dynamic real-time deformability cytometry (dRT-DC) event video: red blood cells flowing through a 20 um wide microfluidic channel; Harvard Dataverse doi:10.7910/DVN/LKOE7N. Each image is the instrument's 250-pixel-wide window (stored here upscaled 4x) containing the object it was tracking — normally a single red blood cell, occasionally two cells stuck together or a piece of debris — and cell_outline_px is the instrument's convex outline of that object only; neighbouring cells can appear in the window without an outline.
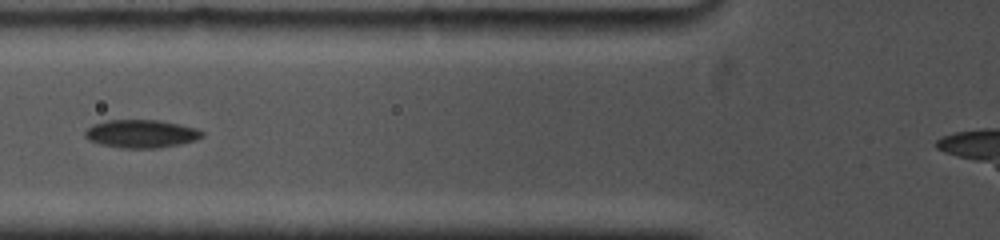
{"species": "common noctule bat (a hibernating species)", "species_latin": "Nyctalus noctula", "temperature_condition": "cold", "stored_images_in_passage": 22, "camera_frame_rate_fps": 5000, "um_per_image_px": 0.085, "animal": {"sex": "female", "body_mass_g": 19.0, "forearm_length_mm": 53.3}, "frame": {"image": 1, "passage_image": 6, "time_ms": 2.2, "image_size_px": [1000, 240], "cell_outline_px": [[204, 136], [196, 140], [180, 144], [156, 148], [120, 148], [100, 144], [88, 140], [84, 136], [84, 132], [92, 124], [104, 120], [160, 120], [180, 124], [196, 128], [204, 132]], "centroid_in_image_um": [11.99, 11.36], "position_along_channel_um": 113.8, "area_um2": 19.36}}
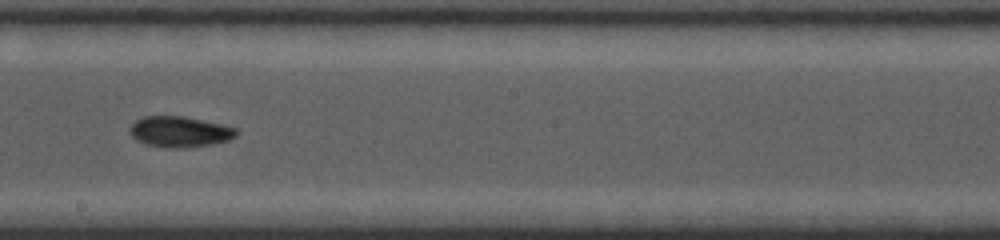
{"frame": {"image": 2, "passage_image": 12, "time_ms": 5.4, "image_size_px": [1000, 240], "cell_outline_px": [[240, 132], [236, 136], [228, 140], [212, 144], [180, 148], [172, 148], [144, 144], [136, 140], [128, 132], [128, 128], [136, 120], [144, 116], [184, 116], [224, 124], [236, 128]], "centroid_in_image_um": [15.28, 11.19], "position_along_channel_um": 232.9, "area_um2": 19.31}}
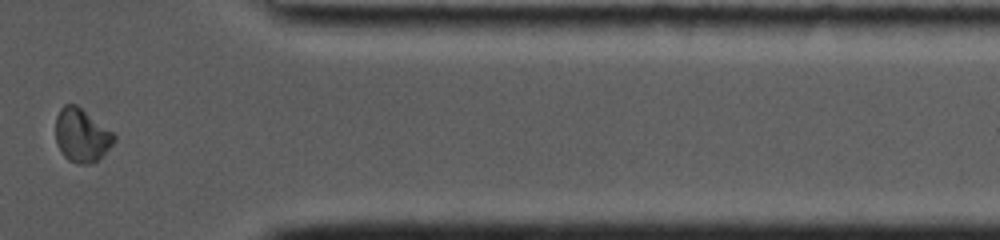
{"frame": {"image": 3, "passage_image": 20, "time_ms": 10.2, "image_size_px": [1000, 240], "cell_outline_px": [[116, 140], [92, 164], [76, 164], [68, 160], [60, 152], [56, 144], [56, 116], [60, 108], [64, 104], [76, 104], [112, 132], [116, 136]], "centroid_in_image_um": [6.9, 11.51], "position_along_channel_um": 404.5, "area_um2": 18.09}}